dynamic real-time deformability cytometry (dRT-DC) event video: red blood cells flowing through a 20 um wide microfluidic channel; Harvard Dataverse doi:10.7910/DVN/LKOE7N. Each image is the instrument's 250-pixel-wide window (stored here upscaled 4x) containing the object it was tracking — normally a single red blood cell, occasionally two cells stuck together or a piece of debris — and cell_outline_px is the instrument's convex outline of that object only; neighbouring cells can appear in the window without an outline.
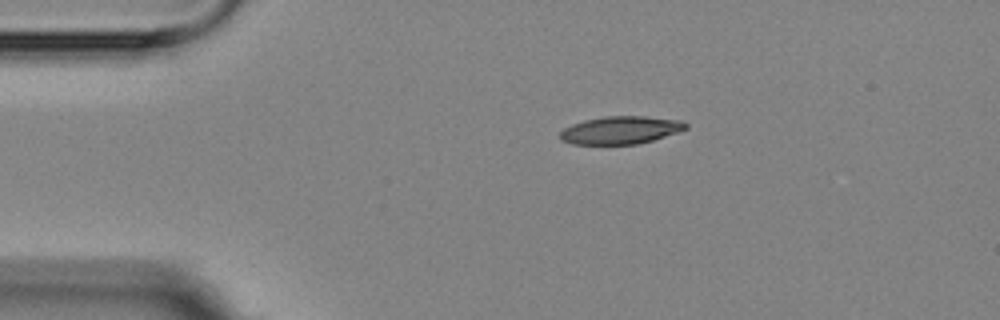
{"species": "Egyptian fruit bat (a non-hibernating species)", "species_latin": "Rousettus aegyptiacus", "temperature_condition": "room temperature", "stored_images_in_passage": 3, "camera_frame_rate_fps": 3000, "um_per_image_px": 0.085, "animal": {"sex": "female"}, "frame": {"image": 1, "passage_image": 3, "time_ms": 2.333, "image_size_px": [1000, 320], "cell_outline_px": [[688, 128], [652, 140], [636, 144], [572, 144], [560, 140], [560, 132], [564, 128], [572, 124], [584, 120], [604, 116], [644, 116], [680, 120], [688, 124]], "centroid_in_image_um": [52.72, 11.05], "position_along_channel_um": 32.3, "area_um2": 20.23}}